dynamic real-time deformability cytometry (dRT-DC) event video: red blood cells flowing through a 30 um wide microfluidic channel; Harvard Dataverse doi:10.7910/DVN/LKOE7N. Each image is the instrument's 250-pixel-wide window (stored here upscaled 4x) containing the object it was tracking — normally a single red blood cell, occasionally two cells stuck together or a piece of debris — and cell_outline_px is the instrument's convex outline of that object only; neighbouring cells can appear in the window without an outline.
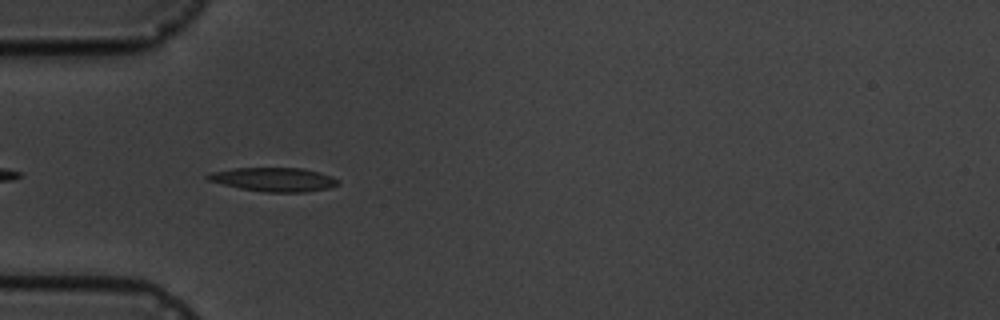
{"species": "common noctule bat (a hibernating species)", "species_latin": "Nyctalus noctula", "temperature_condition": "cold", "stored_images_in_passage": 6, "camera_frame_rate_fps": 3000, "um_per_image_px": 0.085, "animal": {"sex": "male", "body_mass_g": 19.5, "forearm_length_mm": 54.6}, "frame": {"image": 1, "passage_image": 5, "time_ms": 4.667, "image_size_px": [1000, 320], "cell_outline_px": [[340, 184], [328, 188], [304, 192], [264, 192], [240, 188], [208, 180], [204, 176], [212, 172], [232, 168], [304, 168], [320, 172], [332, 176], [340, 180]], "centroid_in_image_um": [23.32, 15.25], "position_along_channel_um": 61.7, "area_um2": 18.15}}
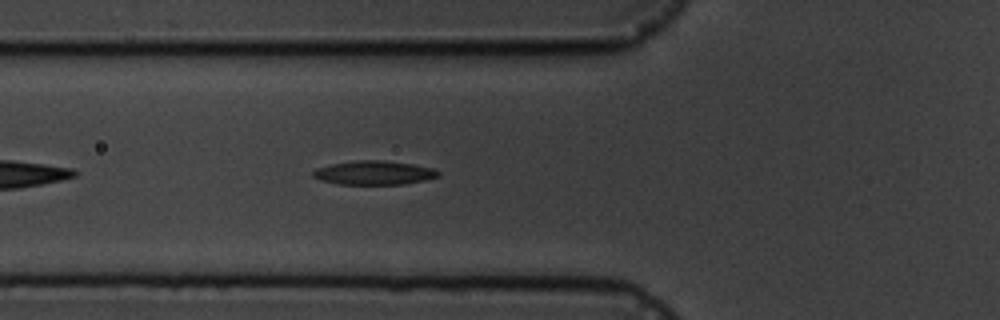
{"frame": {"image": 2, "passage_image": 6, "time_ms": 5.667, "image_size_px": [1000, 320], "cell_outline_px": [[440, 176], [424, 180], [404, 184], [336, 184], [320, 180], [312, 176], [312, 172], [316, 168], [332, 164], [356, 160], [384, 160], [412, 164], [432, 168], [440, 172]], "centroid_in_image_um": [31.77, 14.68], "position_along_channel_um": 94.0, "area_um2": 17.46}}